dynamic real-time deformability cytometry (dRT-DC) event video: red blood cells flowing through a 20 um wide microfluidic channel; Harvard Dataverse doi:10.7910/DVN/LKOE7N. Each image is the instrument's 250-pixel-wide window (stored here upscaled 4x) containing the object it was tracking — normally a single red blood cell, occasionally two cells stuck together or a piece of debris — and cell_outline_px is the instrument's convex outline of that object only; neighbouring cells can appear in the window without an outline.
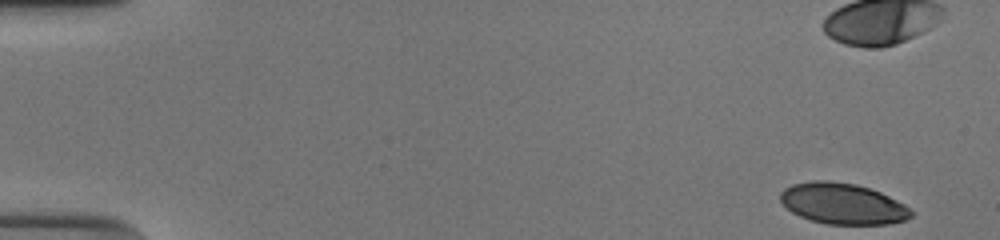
{"species": "human", "species_latin": "Homo sapiens", "temperature_condition": "cold", "stored_images_in_passage": 51, "camera_frame_rate_fps": 3000, "um_per_image_px": 0.085, "donor": {"sex": "male"}, "frame": {"image": 1, "passage_image": 1, "time_ms": 0.0, "image_size_px": [1000, 240], "cell_outline_px": [[912, 216], [904, 220], [888, 224], [828, 224], [812, 220], [800, 216], [792, 212], [780, 200], [780, 192], [784, 188], [792, 184], [812, 180], [828, 180], [856, 184], [880, 192], [904, 204], [912, 212]], "centroid_in_image_um": [71.6, 17.3], "position_along_channel_um": 13.4, "area_um2": 31.04}, "authors_computed_cell_mechanics": {"area_um2": 33.0616, "velocity_mm_per_s": 3.8773, "shape_relaxation_time_tau1_ms": 9.136, "shape_relaxation_time_tau2_ms": 1.2587, "deformation_change_tau1": 0.2381, "deformation_change_tau2": 0.0551}}